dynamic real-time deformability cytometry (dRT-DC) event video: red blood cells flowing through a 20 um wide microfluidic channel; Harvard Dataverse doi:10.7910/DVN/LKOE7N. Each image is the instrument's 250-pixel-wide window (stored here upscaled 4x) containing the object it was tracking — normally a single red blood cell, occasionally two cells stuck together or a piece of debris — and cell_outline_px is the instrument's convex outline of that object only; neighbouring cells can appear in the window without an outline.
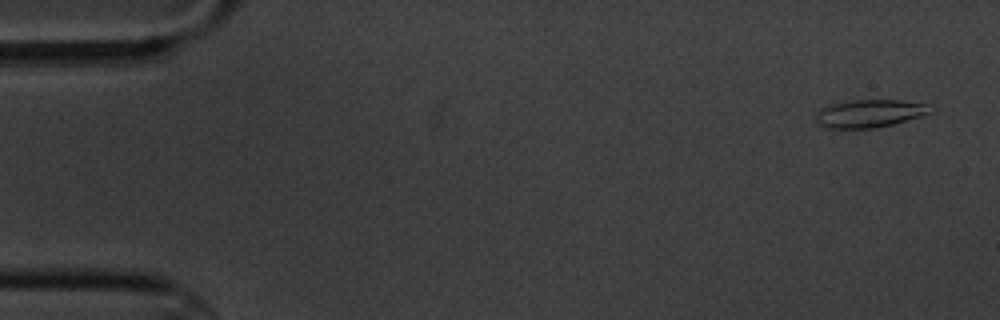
{"species": "common noctule bat (a hibernating species)", "species_latin": "Nyctalus noctula", "temperature_condition": "cold", "stored_images_in_passage": 5, "camera_frame_rate_fps": 3000, "um_per_image_px": 0.085, "animal": {"sex": "male", "body_mass_g": 20.1, "forearm_length_mm": 53.5}, "frame": {"image": 1, "passage_image": 1, "time_ms": 0.0, "image_size_px": [1000, 320], "cell_outline_px": [[928, 112], [920, 116], [892, 124], [876, 128], [824, 128], [816, 124], [816, 112], [820, 108], [828, 104], [852, 100], [900, 100], [924, 104]], "centroid_in_image_um": [73.74, 9.65], "position_along_channel_um": 11.3, "area_um2": 18.32}}
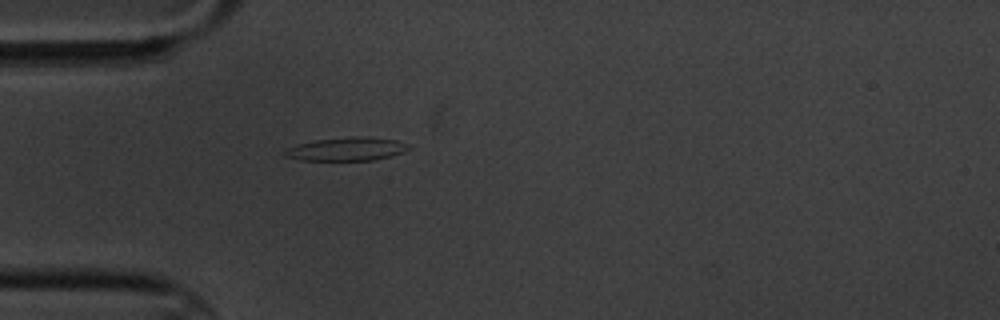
{"frame": {"image": 2, "passage_image": 5, "time_ms": 4.667, "image_size_px": [1000, 320], "cell_outline_px": [[412, 148], [404, 152], [392, 156], [376, 160], [300, 160], [284, 156], [280, 152], [284, 148], [296, 144], [316, 140], [356, 136], [364, 136], [396, 140], [408, 144]], "centroid_in_image_um": [29.44, 12.67], "position_along_channel_um": 55.6, "area_um2": 17.17}}